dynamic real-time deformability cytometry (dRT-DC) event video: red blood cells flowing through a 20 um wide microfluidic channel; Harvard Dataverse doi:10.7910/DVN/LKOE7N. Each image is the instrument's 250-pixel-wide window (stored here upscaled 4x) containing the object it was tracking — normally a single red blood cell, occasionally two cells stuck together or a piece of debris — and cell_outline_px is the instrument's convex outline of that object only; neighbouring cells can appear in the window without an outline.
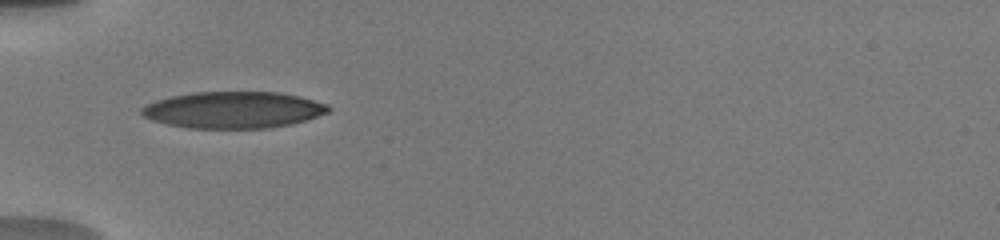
{"species": "human", "species_latin": "Homo sapiens", "temperature_condition": "warm", "stored_images_in_passage": 8, "camera_frame_rate_fps": 3000, "um_per_image_px": 0.085, "donor": {"sex": "male"}, "frame": {"image": 1, "passage_image": 1, "time_ms": 0.0, "image_size_px": [1000, 240], "cell_outline_px": [[332, 108], [328, 112], [292, 124], [268, 128], [188, 128], [168, 124], [152, 120], [144, 116], [140, 112], [140, 108], [156, 100], [172, 96], [192, 92], [276, 92], [296, 96], [328, 104]], "centroid_in_image_um": [19.81, 9.34], "position_along_channel_um": 65.2, "area_um2": 39.59}}
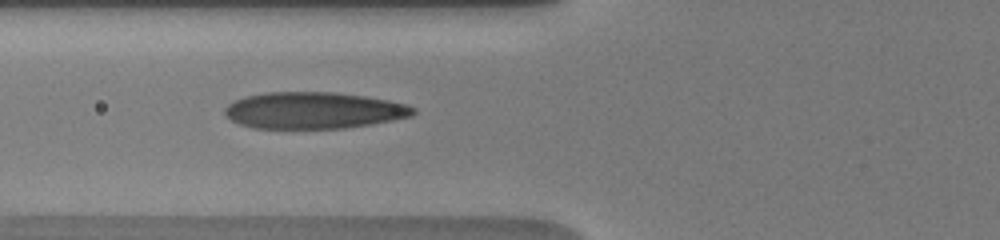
{"frame": {"image": 2, "passage_image": 4, "time_ms": 1.0, "image_size_px": [1000, 240], "cell_outline_px": [[416, 112], [412, 116], [392, 120], [344, 128], [252, 128], [240, 124], [232, 120], [224, 112], [224, 108], [228, 104], [236, 100], [248, 96], [268, 92], [336, 92], [364, 96], [388, 100], [404, 104], [416, 108]], "centroid_in_image_um": [26.66, 9.38], "position_along_channel_um": 99.1, "area_um2": 39.88}}
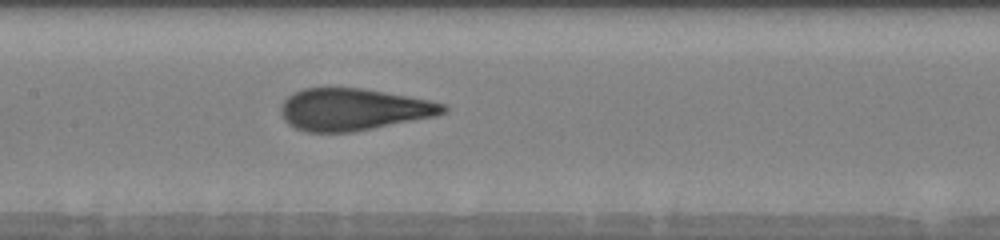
{"frame": {"image": 3, "passage_image": 8, "time_ms": 3.0, "image_size_px": [1000, 240], "cell_outline_px": [[448, 108], [444, 112], [436, 116], [352, 132], [304, 132], [288, 124], [284, 120], [280, 112], [280, 108], [284, 100], [292, 92], [304, 88], [364, 88], [428, 100], [444, 104]], "centroid_in_image_um": [29.99, 9.3], "position_along_channel_um": 177.4, "area_um2": 39.65}}